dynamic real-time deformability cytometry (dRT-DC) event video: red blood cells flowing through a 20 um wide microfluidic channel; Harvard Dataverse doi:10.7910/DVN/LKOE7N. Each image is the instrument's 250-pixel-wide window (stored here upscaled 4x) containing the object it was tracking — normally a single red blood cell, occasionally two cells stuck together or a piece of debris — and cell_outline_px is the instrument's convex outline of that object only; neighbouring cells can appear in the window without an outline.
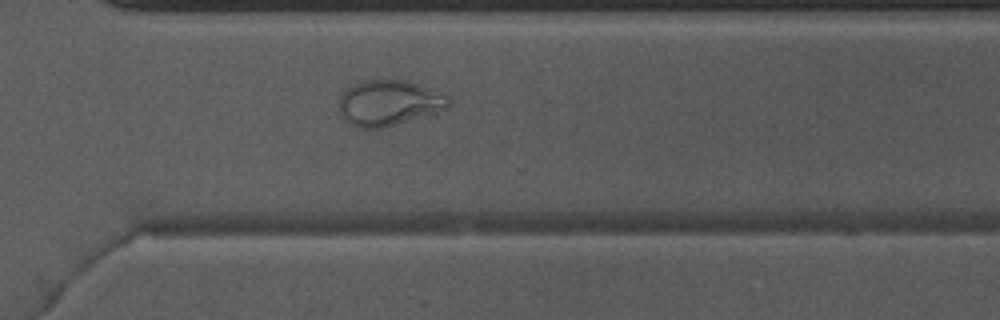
{"species": "Egyptian fruit bat (a non-hibernating species)", "species_latin": "Rousettus aegyptiacus", "temperature_condition": "warm", "stored_images_in_passage": 37, "camera_frame_rate_fps": 3000, "um_per_image_px": 0.085, "animal": {"sex": "male"}, "frame": {"image": 1, "passage_image": 22, "time_ms": 7.0, "image_size_px": [1000, 320], "cell_outline_px": [[452, 104], [448, 108], [436, 112], [384, 128], [356, 128], [344, 120], [340, 112], [336, 100], [352, 84], [364, 80], [380, 76], [404, 80], [444, 92], [452, 100]], "centroid_in_image_um": [33.05, 8.71], "position_along_channel_um": 337.6, "area_um2": 30.06}}